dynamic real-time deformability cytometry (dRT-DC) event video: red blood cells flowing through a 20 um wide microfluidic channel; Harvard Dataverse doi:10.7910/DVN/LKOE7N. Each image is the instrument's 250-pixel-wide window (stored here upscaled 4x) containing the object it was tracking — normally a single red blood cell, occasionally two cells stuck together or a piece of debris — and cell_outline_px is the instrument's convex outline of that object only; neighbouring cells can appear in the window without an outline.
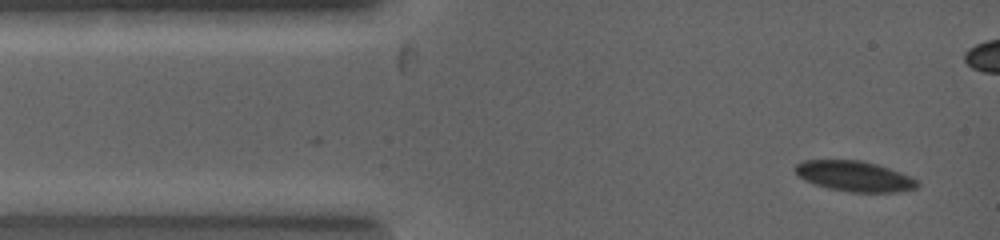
{"species": "common noctule bat (a hibernating species)", "species_latin": "Nyctalus noctula", "temperature_condition": "warm", "stored_images_in_passage": 8, "camera_frame_rate_fps": 5000, "um_per_image_px": 0.085, "animal": {"sex": "female", "body_mass_g": 19.0, "forearm_length_mm": 53.3}, "frame": {"image": 1, "passage_image": 1, "time_ms": 0.0, "image_size_px": [1000, 240], "cell_outline_px": [[920, 184], [916, 188], [896, 192], [848, 192], [828, 188], [804, 180], [792, 168], [796, 164], [804, 160], [860, 160], [876, 164], [912, 176], [920, 180]], "centroid_in_image_um": [72.65, 14.98], "position_along_channel_um": 12.3, "area_um2": 21.73}}